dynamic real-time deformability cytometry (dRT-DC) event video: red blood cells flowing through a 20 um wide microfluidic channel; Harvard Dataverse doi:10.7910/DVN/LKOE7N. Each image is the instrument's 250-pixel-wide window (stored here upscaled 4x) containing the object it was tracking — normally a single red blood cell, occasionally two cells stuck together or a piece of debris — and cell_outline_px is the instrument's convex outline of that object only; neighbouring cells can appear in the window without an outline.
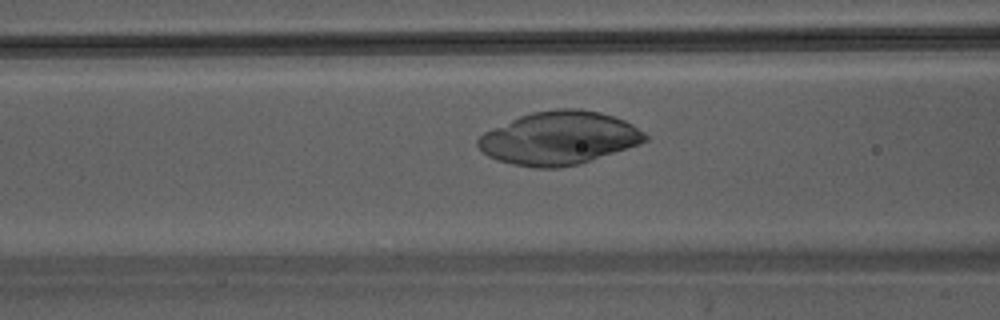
{"species": "Egyptian fruit bat (a non-hibernating species)", "species_latin": "Rousettus aegyptiacus", "temperature_condition": "warm", "stored_images_in_passage": 41, "camera_frame_rate_fps": 3000, "um_per_image_px": 0.085, "animal": {"sex": "male"}, "frame": {"image": 1, "passage_image": 15, "time_ms": 4.667, "image_size_px": [1000, 320], "cell_outline_px": [[648, 140], [640, 144], [580, 164], [560, 168], [536, 168], [512, 164], [496, 160], [488, 156], [476, 144], [476, 140], [484, 132], [520, 116], [532, 112], [556, 108], [580, 108], [600, 112], [624, 120], [632, 124], [644, 132], [648, 136]], "centroid_in_image_um": [47.53, 11.74], "position_along_channel_um": 119.1, "area_um2": 51.9}}
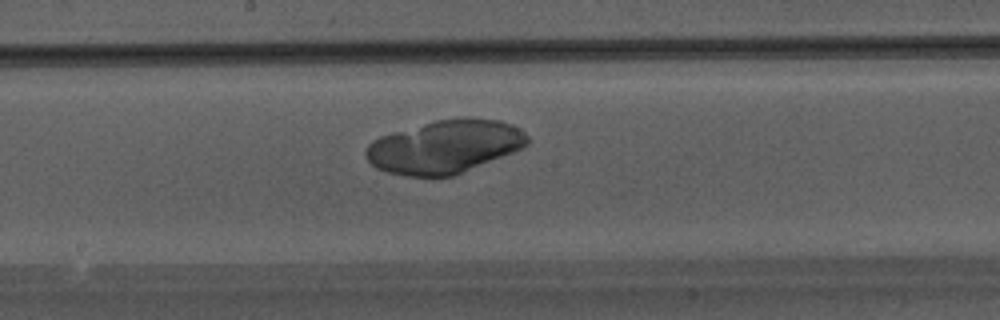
{"frame": {"image": 2, "passage_image": 21, "time_ms": 6.667, "image_size_px": [1000, 320], "cell_outline_px": [[528, 144], [524, 148], [452, 176], [408, 176], [388, 172], [376, 168], [364, 156], [364, 152], [368, 144], [372, 140], [380, 136], [392, 132], [436, 120], [464, 116], [472, 116], [500, 120], [512, 124], [520, 128], [528, 136]], "centroid_in_image_um": [37.82, 12.44], "position_along_channel_um": 210.4, "area_um2": 50.4}}
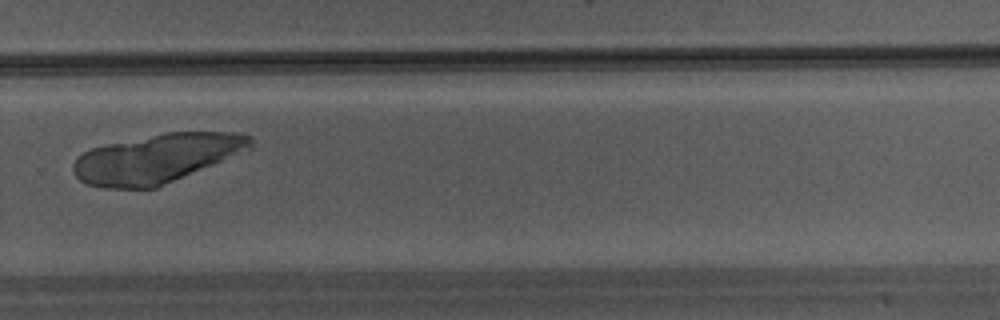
{"frame": {"image": 3, "passage_image": 28, "time_ms": 9.0, "image_size_px": [1000, 320], "cell_outline_px": [[252, 148], [156, 188], [108, 188], [88, 184], [80, 180], [72, 172], [72, 164], [84, 152], [92, 148], [108, 144], [164, 132], [244, 132], [252, 136]], "centroid_in_image_um": [13.34, 13.45], "position_along_channel_um": 316.5, "area_um2": 50.17}}